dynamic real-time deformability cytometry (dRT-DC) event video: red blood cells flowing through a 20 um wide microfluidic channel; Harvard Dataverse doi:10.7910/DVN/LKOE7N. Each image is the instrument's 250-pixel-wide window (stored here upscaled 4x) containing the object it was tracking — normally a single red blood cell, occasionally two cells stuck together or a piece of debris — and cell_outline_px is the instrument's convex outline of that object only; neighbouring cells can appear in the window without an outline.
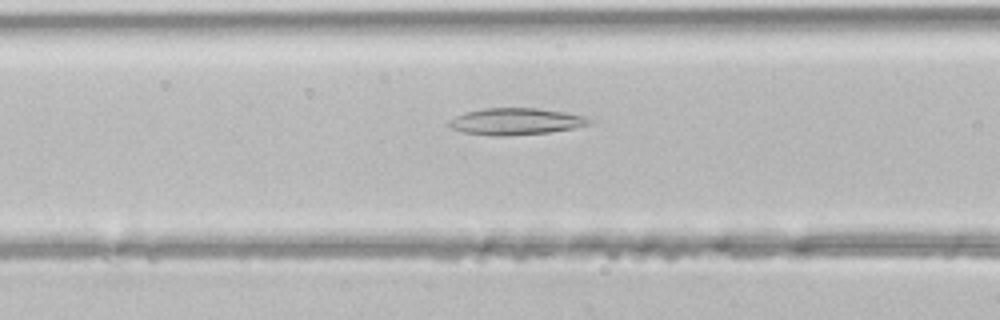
{"species": "common noctule bat (a hibernating species)", "species_latin": "Nyctalus noctula", "temperature_condition": "room temperature", "stored_images_in_passage": 39, "camera_frame_rate_fps": 3000, "um_per_image_px": 0.085, "animal": {"sex": "male", "body_mass_g": 21.5, "forearm_length_mm": 52.0}, "frame": {"image": 1, "passage_image": 11, "time_ms": 3.333, "image_size_px": [1000, 320], "cell_outline_px": [[592, 120], [588, 124], [572, 128], [548, 132], [464, 132], [452, 128], [448, 124], [448, 120], [456, 116], [468, 112], [484, 108], [536, 108], [564, 112], [584, 116]], "centroid_in_image_um": [43.88, 10.25], "position_along_channel_um": 122.7, "area_um2": 20.11}}
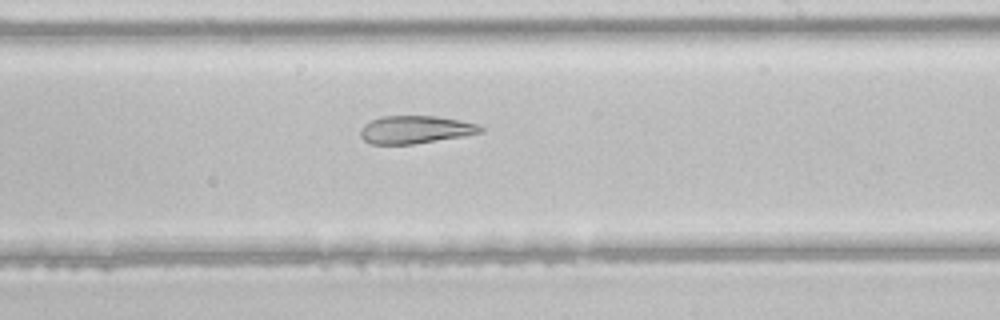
{"frame": {"image": 2, "passage_image": 20, "time_ms": 6.333, "image_size_px": [1000, 320], "cell_outline_px": [[484, 132], [464, 136], [416, 144], [372, 144], [364, 140], [360, 136], [360, 128], [364, 124], [380, 116], [436, 116], [460, 120], [476, 124], [484, 128]], "centroid_in_image_um": [35.31, 11.02], "position_along_channel_um": 253.7, "area_um2": 19.59}}
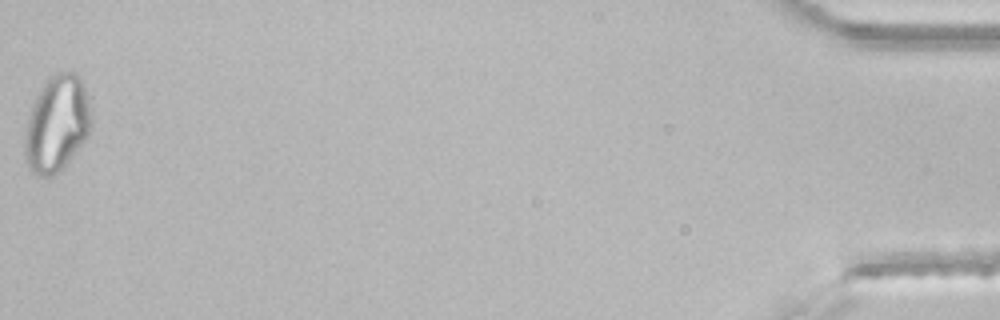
{"frame": {"image": 3, "passage_image": 39, "time_ms": 12.667, "image_size_px": [1000, 320], "cell_outline_px": [[92, 128], [88, 136], [60, 172], [56, 176], [40, 176], [32, 172], [28, 164], [24, 152], [24, 140], [28, 116], [36, 96], [40, 88], [48, 76], [56, 72], [72, 72], [80, 76], [88, 100], [92, 116]], "centroid_in_image_um": [4.84, 10.52], "position_along_channel_um": 430.4, "area_um2": 37.51}}